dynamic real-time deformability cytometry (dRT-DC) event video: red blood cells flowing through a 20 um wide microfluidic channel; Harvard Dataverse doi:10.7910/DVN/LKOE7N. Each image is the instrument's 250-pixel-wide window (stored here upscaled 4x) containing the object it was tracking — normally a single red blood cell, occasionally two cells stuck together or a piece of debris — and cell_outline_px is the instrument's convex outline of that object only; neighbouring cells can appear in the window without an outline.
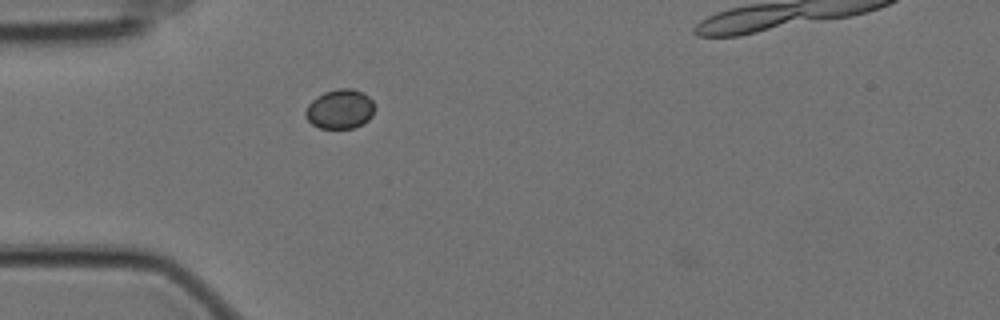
{"species": "Egyptian fruit bat (a non-hibernating species)", "species_latin": "Rousettus aegyptiacus", "temperature_condition": "cold", "stored_images_in_passage": 14, "camera_frame_rate_fps": 3000, "um_per_image_px": 0.085, "animal": {"sex": "female"}, "frame": {"image": 1, "passage_image": 13, "time_ms": 4.0, "image_size_px": [1000, 320], "cell_outline_px": [[372, 116], [368, 120], [352, 128], [320, 128], [312, 124], [304, 116], [304, 112], [308, 104], [312, 100], [324, 92], [340, 88], [352, 88], [364, 92], [372, 100]], "centroid_in_image_um": [28.86, 9.26], "position_along_channel_um": 56.1, "area_um2": 15.78}}